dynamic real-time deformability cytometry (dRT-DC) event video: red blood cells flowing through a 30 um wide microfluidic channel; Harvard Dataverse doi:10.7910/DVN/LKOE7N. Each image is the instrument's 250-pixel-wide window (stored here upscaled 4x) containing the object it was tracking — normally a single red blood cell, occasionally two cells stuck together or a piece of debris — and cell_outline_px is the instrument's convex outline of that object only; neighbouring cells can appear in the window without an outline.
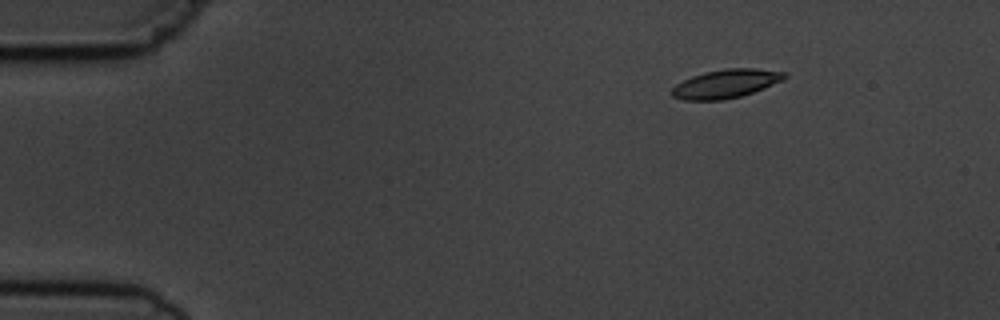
{"species": "common noctule bat (a hibernating species)", "species_latin": "Nyctalus noctula", "temperature_condition": "cold", "stored_images_in_passage": 7, "camera_frame_rate_fps": 3000, "um_per_image_px": 0.085, "animal": {"sex": "male", "body_mass_g": 19.5, "forearm_length_mm": 54.6}, "frame": {"image": 1, "passage_image": 2, "time_ms": 1.0, "image_size_px": [1000, 320], "cell_outline_px": [[788, 76], [784, 80], [764, 88], [740, 96], [720, 100], [684, 100], [672, 96], [668, 92], [676, 84], [692, 76], [704, 72], [724, 68], [756, 68], [788, 72]], "centroid_in_image_um": [61.71, 7.1], "position_along_channel_um": 23.3, "area_um2": 18.96}}
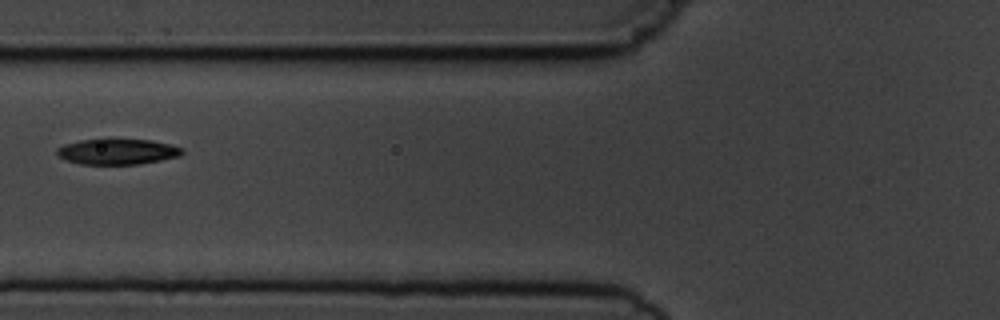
{"frame": {"image": 2, "passage_image": 6, "time_ms": 5.667, "image_size_px": [1000, 320], "cell_outline_px": [[184, 152], [180, 156], [140, 164], [80, 164], [56, 156], [56, 148], [64, 144], [80, 140], [104, 136], [152, 140], [172, 144], [184, 148]], "centroid_in_image_um": [9.97, 12.83], "position_along_channel_um": 115.8, "area_um2": 19.71}}
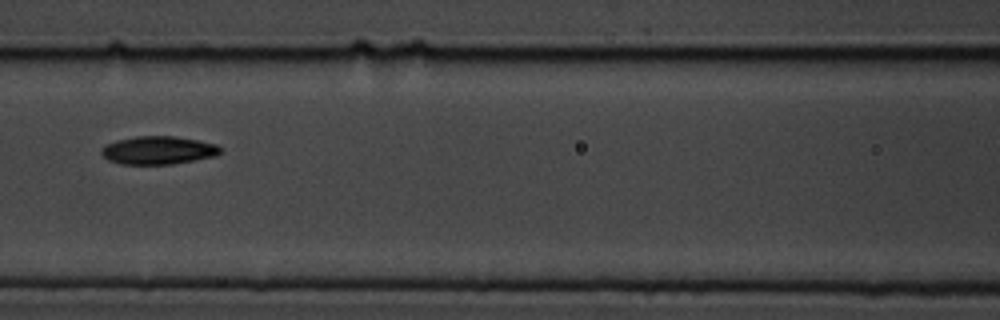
{"frame": {"image": 3, "passage_image": 7, "time_ms": 6.667, "image_size_px": [1000, 320], "cell_outline_px": [[220, 152], [216, 156], [172, 164], [120, 164], [108, 160], [100, 152], [100, 148], [104, 144], [116, 140], [136, 136], [172, 136], [196, 140], [216, 144], [220, 148]], "centroid_in_image_um": [13.39, 12.77], "position_along_channel_um": 153.2, "area_um2": 19.48}}